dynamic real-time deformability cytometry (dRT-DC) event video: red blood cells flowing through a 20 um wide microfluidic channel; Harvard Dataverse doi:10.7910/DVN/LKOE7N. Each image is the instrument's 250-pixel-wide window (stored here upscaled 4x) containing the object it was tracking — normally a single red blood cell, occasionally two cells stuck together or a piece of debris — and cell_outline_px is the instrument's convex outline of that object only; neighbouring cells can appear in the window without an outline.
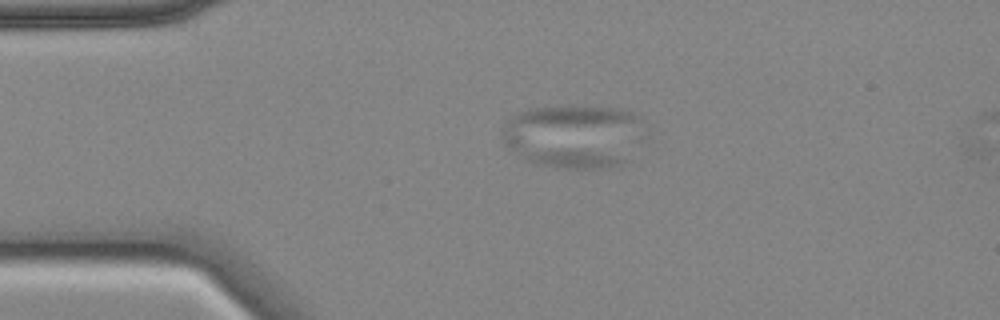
{"species": "common noctule bat (a hibernating species)", "species_latin": "Nyctalus noctula", "temperature_condition": "cold", "stored_images_in_passage": 10, "camera_frame_rate_fps": 3000, "um_per_image_px": 0.085, "animal": {"sex": "female", "body_mass_g": 18.4}, "frame": {"image": 1, "passage_image": 9, "time_ms": 2.667, "image_size_px": [1000, 320], "cell_outline_px": [[632, 116], [616, 160], [612, 164], [596, 168], [560, 168], [536, 164], [528, 160], [504, 144], [500, 136], [504, 128], [520, 112], [528, 108], [568, 104], [616, 108], [632, 112]], "centroid_in_image_um": [48.3, 11.5], "position_along_channel_um": 36.7, "area_um2": 47.92}}